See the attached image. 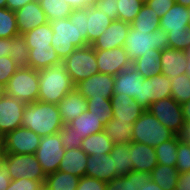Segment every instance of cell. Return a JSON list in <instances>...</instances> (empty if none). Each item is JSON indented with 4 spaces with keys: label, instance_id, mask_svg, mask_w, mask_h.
I'll return each instance as SVG.
<instances>
[{
    "label": "cell",
    "instance_id": "43",
    "mask_svg": "<svg viewBox=\"0 0 190 190\" xmlns=\"http://www.w3.org/2000/svg\"><path fill=\"white\" fill-rule=\"evenodd\" d=\"M19 35L16 15L8 8H0V38H13Z\"/></svg>",
    "mask_w": 190,
    "mask_h": 190
},
{
    "label": "cell",
    "instance_id": "44",
    "mask_svg": "<svg viewBox=\"0 0 190 190\" xmlns=\"http://www.w3.org/2000/svg\"><path fill=\"white\" fill-rule=\"evenodd\" d=\"M118 20L131 24L144 5L140 0H116Z\"/></svg>",
    "mask_w": 190,
    "mask_h": 190
},
{
    "label": "cell",
    "instance_id": "56",
    "mask_svg": "<svg viewBox=\"0 0 190 190\" xmlns=\"http://www.w3.org/2000/svg\"><path fill=\"white\" fill-rule=\"evenodd\" d=\"M174 190H190V171L179 173L177 186Z\"/></svg>",
    "mask_w": 190,
    "mask_h": 190
},
{
    "label": "cell",
    "instance_id": "30",
    "mask_svg": "<svg viewBox=\"0 0 190 190\" xmlns=\"http://www.w3.org/2000/svg\"><path fill=\"white\" fill-rule=\"evenodd\" d=\"M160 57L161 51L154 49V53L144 54L136 59L132 63V66L135 67L144 78H151L162 73Z\"/></svg>",
    "mask_w": 190,
    "mask_h": 190
},
{
    "label": "cell",
    "instance_id": "34",
    "mask_svg": "<svg viewBox=\"0 0 190 190\" xmlns=\"http://www.w3.org/2000/svg\"><path fill=\"white\" fill-rule=\"evenodd\" d=\"M23 36L26 40L28 49L53 47L51 45L53 30L50 22L24 33Z\"/></svg>",
    "mask_w": 190,
    "mask_h": 190
},
{
    "label": "cell",
    "instance_id": "57",
    "mask_svg": "<svg viewBox=\"0 0 190 190\" xmlns=\"http://www.w3.org/2000/svg\"><path fill=\"white\" fill-rule=\"evenodd\" d=\"M35 0H7L6 2V8H8L11 11H17L23 6H25L27 3L33 2Z\"/></svg>",
    "mask_w": 190,
    "mask_h": 190
},
{
    "label": "cell",
    "instance_id": "39",
    "mask_svg": "<svg viewBox=\"0 0 190 190\" xmlns=\"http://www.w3.org/2000/svg\"><path fill=\"white\" fill-rule=\"evenodd\" d=\"M150 104L171 97V81L164 74L149 78Z\"/></svg>",
    "mask_w": 190,
    "mask_h": 190
},
{
    "label": "cell",
    "instance_id": "64",
    "mask_svg": "<svg viewBox=\"0 0 190 190\" xmlns=\"http://www.w3.org/2000/svg\"><path fill=\"white\" fill-rule=\"evenodd\" d=\"M187 53H188V62H187L186 74L190 77V48L187 50Z\"/></svg>",
    "mask_w": 190,
    "mask_h": 190
},
{
    "label": "cell",
    "instance_id": "5",
    "mask_svg": "<svg viewBox=\"0 0 190 190\" xmlns=\"http://www.w3.org/2000/svg\"><path fill=\"white\" fill-rule=\"evenodd\" d=\"M174 135L149 110H145L133 124L132 142L146 144L155 148L171 139Z\"/></svg>",
    "mask_w": 190,
    "mask_h": 190
},
{
    "label": "cell",
    "instance_id": "10",
    "mask_svg": "<svg viewBox=\"0 0 190 190\" xmlns=\"http://www.w3.org/2000/svg\"><path fill=\"white\" fill-rule=\"evenodd\" d=\"M41 137L28 128L19 127L2 138L3 153L33 154L39 147Z\"/></svg>",
    "mask_w": 190,
    "mask_h": 190
},
{
    "label": "cell",
    "instance_id": "69",
    "mask_svg": "<svg viewBox=\"0 0 190 190\" xmlns=\"http://www.w3.org/2000/svg\"><path fill=\"white\" fill-rule=\"evenodd\" d=\"M143 4H146L150 0H140Z\"/></svg>",
    "mask_w": 190,
    "mask_h": 190
},
{
    "label": "cell",
    "instance_id": "40",
    "mask_svg": "<svg viewBox=\"0 0 190 190\" xmlns=\"http://www.w3.org/2000/svg\"><path fill=\"white\" fill-rule=\"evenodd\" d=\"M171 81V97L183 104L190 100V77L185 73L177 77H169Z\"/></svg>",
    "mask_w": 190,
    "mask_h": 190
},
{
    "label": "cell",
    "instance_id": "19",
    "mask_svg": "<svg viewBox=\"0 0 190 190\" xmlns=\"http://www.w3.org/2000/svg\"><path fill=\"white\" fill-rule=\"evenodd\" d=\"M57 107L64 125H68L73 119L88 111L87 99L76 88L64 96Z\"/></svg>",
    "mask_w": 190,
    "mask_h": 190
},
{
    "label": "cell",
    "instance_id": "7",
    "mask_svg": "<svg viewBox=\"0 0 190 190\" xmlns=\"http://www.w3.org/2000/svg\"><path fill=\"white\" fill-rule=\"evenodd\" d=\"M63 62L75 86L80 81L99 73L95 49L91 45L76 48Z\"/></svg>",
    "mask_w": 190,
    "mask_h": 190
},
{
    "label": "cell",
    "instance_id": "41",
    "mask_svg": "<svg viewBox=\"0 0 190 190\" xmlns=\"http://www.w3.org/2000/svg\"><path fill=\"white\" fill-rule=\"evenodd\" d=\"M88 111L100 119L105 125L113 117L111 100L108 98H89L87 99Z\"/></svg>",
    "mask_w": 190,
    "mask_h": 190
},
{
    "label": "cell",
    "instance_id": "12",
    "mask_svg": "<svg viewBox=\"0 0 190 190\" xmlns=\"http://www.w3.org/2000/svg\"><path fill=\"white\" fill-rule=\"evenodd\" d=\"M25 103L18 98L3 94L0 98V135L21 127Z\"/></svg>",
    "mask_w": 190,
    "mask_h": 190
},
{
    "label": "cell",
    "instance_id": "46",
    "mask_svg": "<svg viewBox=\"0 0 190 190\" xmlns=\"http://www.w3.org/2000/svg\"><path fill=\"white\" fill-rule=\"evenodd\" d=\"M169 48L185 50L190 48V27L183 31L168 32Z\"/></svg>",
    "mask_w": 190,
    "mask_h": 190
},
{
    "label": "cell",
    "instance_id": "29",
    "mask_svg": "<svg viewBox=\"0 0 190 190\" xmlns=\"http://www.w3.org/2000/svg\"><path fill=\"white\" fill-rule=\"evenodd\" d=\"M131 123L111 118L104 126V132L114 144H130L132 142Z\"/></svg>",
    "mask_w": 190,
    "mask_h": 190
},
{
    "label": "cell",
    "instance_id": "51",
    "mask_svg": "<svg viewBox=\"0 0 190 190\" xmlns=\"http://www.w3.org/2000/svg\"><path fill=\"white\" fill-rule=\"evenodd\" d=\"M93 5L103 11L112 20L118 19L116 0H93Z\"/></svg>",
    "mask_w": 190,
    "mask_h": 190
},
{
    "label": "cell",
    "instance_id": "42",
    "mask_svg": "<svg viewBox=\"0 0 190 190\" xmlns=\"http://www.w3.org/2000/svg\"><path fill=\"white\" fill-rule=\"evenodd\" d=\"M10 58L20 67H28L29 49L23 35L11 38Z\"/></svg>",
    "mask_w": 190,
    "mask_h": 190
},
{
    "label": "cell",
    "instance_id": "47",
    "mask_svg": "<svg viewBox=\"0 0 190 190\" xmlns=\"http://www.w3.org/2000/svg\"><path fill=\"white\" fill-rule=\"evenodd\" d=\"M176 169L179 173L190 171V143L180 142L177 147Z\"/></svg>",
    "mask_w": 190,
    "mask_h": 190
},
{
    "label": "cell",
    "instance_id": "36",
    "mask_svg": "<svg viewBox=\"0 0 190 190\" xmlns=\"http://www.w3.org/2000/svg\"><path fill=\"white\" fill-rule=\"evenodd\" d=\"M159 20L160 17L153 11V8L144 4L130 25L132 28L139 31L154 32L160 29Z\"/></svg>",
    "mask_w": 190,
    "mask_h": 190
},
{
    "label": "cell",
    "instance_id": "15",
    "mask_svg": "<svg viewBox=\"0 0 190 190\" xmlns=\"http://www.w3.org/2000/svg\"><path fill=\"white\" fill-rule=\"evenodd\" d=\"M130 24L122 20H113L111 24L91 45L95 50L113 49L123 47L128 35Z\"/></svg>",
    "mask_w": 190,
    "mask_h": 190
},
{
    "label": "cell",
    "instance_id": "53",
    "mask_svg": "<svg viewBox=\"0 0 190 190\" xmlns=\"http://www.w3.org/2000/svg\"><path fill=\"white\" fill-rule=\"evenodd\" d=\"M145 110L150 107V90H149V78H144L143 82H140L139 96L134 98Z\"/></svg>",
    "mask_w": 190,
    "mask_h": 190
},
{
    "label": "cell",
    "instance_id": "49",
    "mask_svg": "<svg viewBox=\"0 0 190 190\" xmlns=\"http://www.w3.org/2000/svg\"><path fill=\"white\" fill-rule=\"evenodd\" d=\"M86 17H88V7L73 9L72 13L69 15L71 23L74 25L76 24L82 37L87 41Z\"/></svg>",
    "mask_w": 190,
    "mask_h": 190
},
{
    "label": "cell",
    "instance_id": "59",
    "mask_svg": "<svg viewBox=\"0 0 190 190\" xmlns=\"http://www.w3.org/2000/svg\"><path fill=\"white\" fill-rule=\"evenodd\" d=\"M11 49V38H0V57L9 56Z\"/></svg>",
    "mask_w": 190,
    "mask_h": 190
},
{
    "label": "cell",
    "instance_id": "55",
    "mask_svg": "<svg viewBox=\"0 0 190 190\" xmlns=\"http://www.w3.org/2000/svg\"><path fill=\"white\" fill-rule=\"evenodd\" d=\"M11 182L10 175L8 173L7 165L0 161V190H6Z\"/></svg>",
    "mask_w": 190,
    "mask_h": 190
},
{
    "label": "cell",
    "instance_id": "14",
    "mask_svg": "<svg viewBox=\"0 0 190 190\" xmlns=\"http://www.w3.org/2000/svg\"><path fill=\"white\" fill-rule=\"evenodd\" d=\"M114 76L104 73L94 74L80 81L75 88L86 99L108 98L113 96Z\"/></svg>",
    "mask_w": 190,
    "mask_h": 190
},
{
    "label": "cell",
    "instance_id": "25",
    "mask_svg": "<svg viewBox=\"0 0 190 190\" xmlns=\"http://www.w3.org/2000/svg\"><path fill=\"white\" fill-rule=\"evenodd\" d=\"M112 21L103 11L91 4L86 17L87 45H92Z\"/></svg>",
    "mask_w": 190,
    "mask_h": 190
},
{
    "label": "cell",
    "instance_id": "62",
    "mask_svg": "<svg viewBox=\"0 0 190 190\" xmlns=\"http://www.w3.org/2000/svg\"><path fill=\"white\" fill-rule=\"evenodd\" d=\"M137 190H163L157 183L153 180H150L148 183H144V185Z\"/></svg>",
    "mask_w": 190,
    "mask_h": 190
},
{
    "label": "cell",
    "instance_id": "18",
    "mask_svg": "<svg viewBox=\"0 0 190 190\" xmlns=\"http://www.w3.org/2000/svg\"><path fill=\"white\" fill-rule=\"evenodd\" d=\"M85 176L106 182L116 178V169L110 154L88 155Z\"/></svg>",
    "mask_w": 190,
    "mask_h": 190
},
{
    "label": "cell",
    "instance_id": "38",
    "mask_svg": "<svg viewBox=\"0 0 190 190\" xmlns=\"http://www.w3.org/2000/svg\"><path fill=\"white\" fill-rule=\"evenodd\" d=\"M179 139L174 135L171 139L154 148L158 164L175 166L177 161V147Z\"/></svg>",
    "mask_w": 190,
    "mask_h": 190
},
{
    "label": "cell",
    "instance_id": "27",
    "mask_svg": "<svg viewBox=\"0 0 190 190\" xmlns=\"http://www.w3.org/2000/svg\"><path fill=\"white\" fill-rule=\"evenodd\" d=\"M61 61L62 60L54 50V47L29 49L28 67H31L35 70L53 66Z\"/></svg>",
    "mask_w": 190,
    "mask_h": 190
},
{
    "label": "cell",
    "instance_id": "6",
    "mask_svg": "<svg viewBox=\"0 0 190 190\" xmlns=\"http://www.w3.org/2000/svg\"><path fill=\"white\" fill-rule=\"evenodd\" d=\"M4 93L20 99L25 104L37 101L39 95L38 70L31 67L18 68L4 87Z\"/></svg>",
    "mask_w": 190,
    "mask_h": 190
},
{
    "label": "cell",
    "instance_id": "61",
    "mask_svg": "<svg viewBox=\"0 0 190 190\" xmlns=\"http://www.w3.org/2000/svg\"><path fill=\"white\" fill-rule=\"evenodd\" d=\"M181 105L184 121L185 123H190V100Z\"/></svg>",
    "mask_w": 190,
    "mask_h": 190
},
{
    "label": "cell",
    "instance_id": "8",
    "mask_svg": "<svg viewBox=\"0 0 190 190\" xmlns=\"http://www.w3.org/2000/svg\"><path fill=\"white\" fill-rule=\"evenodd\" d=\"M1 160L7 165L11 180L28 178L45 181L46 175L33 154L3 153Z\"/></svg>",
    "mask_w": 190,
    "mask_h": 190
},
{
    "label": "cell",
    "instance_id": "66",
    "mask_svg": "<svg viewBox=\"0 0 190 190\" xmlns=\"http://www.w3.org/2000/svg\"><path fill=\"white\" fill-rule=\"evenodd\" d=\"M3 94H4V88L0 86V98L2 97Z\"/></svg>",
    "mask_w": 190,
    "mask_h": 190
},
{
    "label": "cell",
    "instance_id": "23",
    "mask_svg": "<svg viewBox=\"0 0 190 190\" xmlns=\"http://www.w3.org/2000/svg\"><path fill=\"white\" fill-rule=\"evenodd\" d=\"M160 29L168 32L183 31L190 27L188 8L174 3V5L159 20Z\"/></svg>",
    "mask_w": 190,
    "mask_h": 190
},
{
    "label": "cell",
    "instance_id": "3",
    "mask_svg": "<svg viewBox=\"0 0 190 190\" xmlns=\"http://www.w3.org/2000/svg\"><path fill=\"white\" fill-rule=\"evenodd\" d=\"M124 48L128 59L133 63L144 54L154 53V49L162 51L169 48L168 33L163 29L154 32L139 31L130 26Z\"/></svg>",
    "mask_w": 190,
    "mask_h": 190
},
{
    "label": "cell",
    "instance_id": "71",
    "mask_svg": "<svg viewBox=\"0 0 190 190\" xmlns=\"http://www.w3.org/2000/svg\"><path fill=\"white\" fill-rule=\"evenodd\" d=\"M42 190H49V189L44 186Z\"/></svg>",
    "mask_w": 190,
    "mask_h": 190
},
{
    "label": "cell",
    "instance_id": "60",
    "mask_svg": "<svg viewBox=\"0 0 190 190\" xmlns=\"http://www.w3.org/2000/svg\"><path fill=\"white\" fill-rule=\"evenodd\" d=\"M73 9L86 8L93 4V0H64Z\"/></svg>",
    "mask_w": 190,
    "mask_h": 190
},
{
    "label": "cell",
    "instance_id": "54",
    "mask_svg": "<svg viewBox=\"0 0 190 190\" xmlns=\"http://www.w3.org/2000/svg\"><path fill=\"white\" fill-rule=\"evenodd\" d=\"M175 3V0H150L147 6L153 8V11L162 17Z\"/></svg>",
    "mask_w": 190,
    "mask_h": 190
},
{
    "label": "cell",
    "instance_id": "37",
    "mask_svg": "<svg viewBox=\"0 0 190 190\" xmlns=\"http://www.w3.org/2000/svg\"><path fill=\"white\" fill-rule=\"evenodd\" d=\"M39 3L49 22L68 18L73 11V8L64 0H40Z\"/></svg>",
    "mask_w": 190,
    "mask_h": 190
},
{
    "label": "cell",
    "instance_id": "21",
    "mask_svg": "<svg viewBox=\"0 0 190 190\" xmlns=\"http://www.w3.org/2000/svg\"><path fill=\"white\" fill-rule=\"evenodd\" d=\"M144 77L132 65L114 76L113 94H127L135 98L139 96L140 82Z\"/></svg>",
    "mask_w": 190,
    "mask_h": 190
},
{
    "label": "cell",
    "instance_id": "52",
    "mask_svg": "<svg viewBox=\"0 0 190 190\" xmlns=\"http://www.w3.org/2000/svg\"><path fill=\"white\" fill-rule=\"evenodd\" d=\"M107 182L88 176L80 178L76 190H106Z\"/></svg>",
    "mask_w": 190,
    "mask_h": 190
},
{
    "label": "cell",
    "instance_id": "9",
    "mask_svg": "<svg viewBox=\"0 0 190 190\" xmlns=\"http://www.w3.org/2000/svg\"><path fill=\"white\" fill-rule=\"evenodd\" d=\"M65 150L59 133L41 137L35 156L46 176L58 170Z\"/></svg>",
    "mask_w": 190,
    "mask_h": 190
},
{
    "label": "cell",
    "instance_id": "50",
    "mask_svg": "<svg viewBox=\"0 0 190 190\" xmlns=\"http://www.w3.org/2000/svg\"><path fill=\"white\" fill-rule=\"evenodd\" d=\"M45 181L30 180L28 178H19L11 180L6 190H42Z\"/></svg>",
    "mask_w": 190,
    "mask_h": 190
},
{
    "label": "cell",
    "instance_id": "70",
    "mask_svg": "<svg viewBox=\"0 0 190 190\" xmlns=\"http://www.w3.org/2000/svg\"><path fill=\"white\" fill-rule=\"evenodd\" d=\"M188 15H189V21H190V7H188Z\"/></svg>",
    "mask_w": 190,
    "mask_h": 190
},
{
    "label": "cell",
    "instance_id": "28",
    "mask_svg": "<svg viewBox=\"0 0 190 190\" xmlns=\"http://www.w3.org/2000/svg\"><path fill=\"white\" fill-rule=\"evenodd\" d=\"M69 125L74 128L75 133L84 138L104 131L105 126L100 119L92 115V112L89 111L83 112L79 117L73 119Z\"/></svg>",
    "mask_w": 190,
    "mask_h": 190
},
{
    "label": "cell",
    "instance_id": "16",
    "mask_svg": "<svg viewBox=\"0 0 190 190\" xmlns=\"http://www.w3.org/2000/svg\"><path fill=\"white\" fill-rule=\"evenodd\" d=\"M110 100L113 109V118L119 121L131 123L133 125L145 111L134 98L127 94H113Z\"/></svg>",
    "mask_w": 190,
    "mask_h": 190
},
{
    "label": "cell",
    "instance_id": "26",
    "mask_svg": "<svg viewBox=\"0 0 190 190\" xmlns=\"http://www.w3.org/2000/svg\"><path fill=\"white\" fill-rule=\"evenodd\" d=\"M151 180L149 172L131 171L107 182L106 190H137Z\"/></svg>",
    "mask_w": 190,
    "mask_h": 190
},
{
    "label": "cell",
    "instance_id": "32",
    "mask_svg": "<svg viewBox=\"0 0 190 190\" xmlns=\"http://www.w3.org/2000/svg\"><path fill=\"white\" fill-rule=\"evenodd\" d=\"M179 172L175 166L157 164L150 172L151 180L163 190H174L177 186Z\"/></svg>",
    "mask_w": 190,
    "mask_h": 190
},
{
    "label": "cell",
    "instance_id": "24",
    "mask_svg": "<svg viewBox=\"0 0 190 190\" xmlns=\"http://www.w3.org/2000/svg\"><path fill=\"white\" fill-rule=\"evenodd\" d=\"M87 158L81 148L66 149L58 170L81 178L86 174Z\"/></svg>",
    "mask_w": 190,
    "mask_h": 190
},
{
    "label": "cell",
    "instance_id": "20",
    "mask_svg": "<svg viewBox=\"0 0 190 190\" xmlns=\"http://www.w3.org/2000/svg\"><path fill=\"white\" fill-rule=\"evenodd\" d=\"M162 74L169 77L185 74L187 71L188 53L185 50L166 48L161 51Z\"/></svg>",
    "mask_w": 190,
    "mask_h": 190
},
{
    "label": "cell",
    "instance_id": "33",
    "mask_svg": "<svg viewBox=\"0 0 190 190\" xmlns=\"http://www.w3.org/2000/svg\"><path fill=\"white\" fill-rule=\"evenodd\" d=\"M109 154L110 157L113 158V163L116 169V178L125 176L133 171L129 144H114L112 151Z\"/></svg>",
    "mask_w": 190,
    "mask_h": 190
},
{
    "label": "cell",
    "instance_id": "2",
    "mask_svg": "<svg viewBox=\"0 0 190 190\" xmlns=\"http://www.w3.org/2000/svg\"><path fill=\"white\" fill-rule=\"evenodd\" d=\"M38 75V100L44 103L58 104L64 96L75 89L63 61L38 70Z\"/></svg>",
    "mask_w": 190,
    "mask_h": 190
},
{
    "label": "cell",
    "instance_id": "58",
    "mask_svg": "<svg viewBox=\"0 0 190 190\" xmlns=\"http://www.w3.org/2000/svg\"><path fill=\"white\" fill-rule=\"evenodd\" d=\"M180 142L190 143V123H185L177 134Z\"/></svg>",
    "mask_w": 190,
    "mask_h": 190
},
{
    "label": "cell",
    "instance_id": "4",
    "mask_svg": "<svg viewBox=\"0 0 190 190\" xmlns=\"http://www.w3.org/2000/svg\"><path fill=\"white\" fill-rule=\"evenodd\" d=\"M53 30L51 45L63 61L76 48L87 46V41L82 37L76 24H72L68 18L50 21Z\"/></svg>",
    "mask_w": 190,
    "mask_h": 190
},
{
    "label": "cell",
    "instance_id": "35",
    "mask_svg": "<svg viewBox=\"0 0 190 190\" xmlns=\"http://www.w3.org/2000/svg\"><path fill=\"white\" fill-rule=\"evenodd\" d=\"M79 180L80 177L57 170L46 176L44 186L49 190H76Z\"/></svg>",
    "mask_w": 190,
    "mask_h": 190
},
{
    "label": "cell",
    "instance_id": "45",
    "mask_svg": "<svg viewBox=\"0 0 190 190\" xmlns=\"http://www.w3.org/2000/svg\"><path fill=\"white\" fill-rule=\"evenodd\" d=\"M58 133L65 149L81 148L84 137L75 133L69 124L64 125Z\"/></svg>",
    "mask_w": 190,
    "mask_h": 190
},
{
    "label": "cell",
    "instance_id": "65",
    "mask_svg": "<svg viewBox=\"0 0 190 190\" xmlns=\"http://www.w3.org/2000/svg\"><path fill=\"white\" fill-rule=\"evenodd\" d=\"M6 2H7V0H0V8H5Z\"/></svg>",
    "mask_w": 190,
    "mask_h": 190
},
{
    "label": "cell",
    "instance_id": "13",
    "mask_svg": "<svg viewBox=\"0 0 190 190\" xmlns=\"http://www.w3.org/2000/svg\"><path fill=\"white\" fill-rule=\"evenodd\" d=\"M95 56L99 73L116 76L132 65L124 46L116 47L111 50H95Z\"/></svg>",
    "mask_w": 190,
    "mask_h": 190
},
{
    "label": "cell",
    "instance_id": "22",
    "mask_svg": "<svg viewBox=\"0 0 190 190\" xmlns=\"http://www.w3.org/2000/svg\"><path fill=\"white\" fill-rule=\"evenodd\" d=\"M133 171L151 172L158 164L154 147L131 142L129 144Z\"/></svg>",
    "mask_w": 190,
    "mask_h": 190
},
{
    "label": "cell",
    "instance_id": "17",
    "mask_svg": "<svg viewBox=\"0 0 190 190\" xmlns=\"http://www.w3.org/2000/svg\"><path fill=\"white\" fill-rule=\"evenodd\" d=\"M19 34L31 31L32 29L49 22L38 1L27 3L15 11Z\"/></svg>",
    "mask_w": 190,
    "mask_h": 190
},
{
    "label": "cell",
    "instance_id": "48",
    "mask_svg": "<svg viewBox=\"0 0 190 190\" xmlns=\"http://www.w3.org/2000/svg\"><path fill=\"white\" fill-rule=\"evenodd\" d=\"M18 68L19 67L10 58V56H1L0 57V86L4 88Z\"/></svg>",
    "mask_w": 190,
    "mask_h": 190
},
{
    "label": "cell",
    "instance_id": "1",
    "mask_svg": "<svg viewBox=\"0 0 190 190\" xmlns=\"http://www.w3.org/2000/svg\"><path fill=\"white\" fill-rule=\"evenodd\" d=\"M64 124L57 104L35 101L25 105L21 127L28 128L40 137L57 134Z\"/></svg>",
    "mask_w": 190,
    "mask_h": 190
},
{
    "label": "cell",
    "instance_id": "11",
    "mask_svg": "<svg viewBox=\"0 0 190 190\" xmlns=\"http://www.w3.org/2000/svg\"><path fill=\"white\" fill-rule=\"evenodd\" d=\"M148 110L175 135L180 132L185 122L182 114V105L173 97L152 102Z\"/></svg>",
    "mask_w": 190,
    "mask_h": 190
},
{
    "label": "cell",
    "instance_id": "67",
    "mask_svg": "<svg viewBox=\"0 0 190 190\" xmlns=\"http://www.w3.org/2000/svg\"><path fill=\"white\" fill-rule=\"evenodd\" d=\"M2 136L0 135V149H2Z\"/></svg>",
    "mask_w": 190,
    "mask_h": 190
},
{
    "label": "cell",
    "instance_id": "68",
    "mask_svg": "<svg viewBox=\"0 0 190 190\" xmlns=\"http://www.w3.org/2000/svg\"><path fill=\"white\" fill-rule=\"evenodd\" d=\"M2 155H3V150L0 149V161H1Z\"/></svg>",
    "mask_w": 190,
    "mask_h": 190
},
{
    "label": "cell",
    "instance_id": "31",
    "mask_svg": "<svg viewBox=\"0 0 190 190\" xmlns=\"http://www.w3.org/2000/svg\"><path fill=\"white\" fill-rule=\"evenodd\" d=\"M114 143L110 140L104 131L89 135L83 139L81 149L91 156L107 154L112 151Z\"/></svg>",
    "mask_w": 190,
    "mask_h": 190
},
{
    "label": "cell",
    "instance_id": "63",
    "mask_svg": "<svg viewBox=\"0 0 190 190\" xmlns=\"http://www.w3.org/2000/svg\"><path fill=\"white\" fill-rule=\"evenodd\" d=\"M175 2L187 8L190 7V0H175Z\"/></svg>",
    "mask_w": 190,
    "mask_h": 190
}]
</instances>
